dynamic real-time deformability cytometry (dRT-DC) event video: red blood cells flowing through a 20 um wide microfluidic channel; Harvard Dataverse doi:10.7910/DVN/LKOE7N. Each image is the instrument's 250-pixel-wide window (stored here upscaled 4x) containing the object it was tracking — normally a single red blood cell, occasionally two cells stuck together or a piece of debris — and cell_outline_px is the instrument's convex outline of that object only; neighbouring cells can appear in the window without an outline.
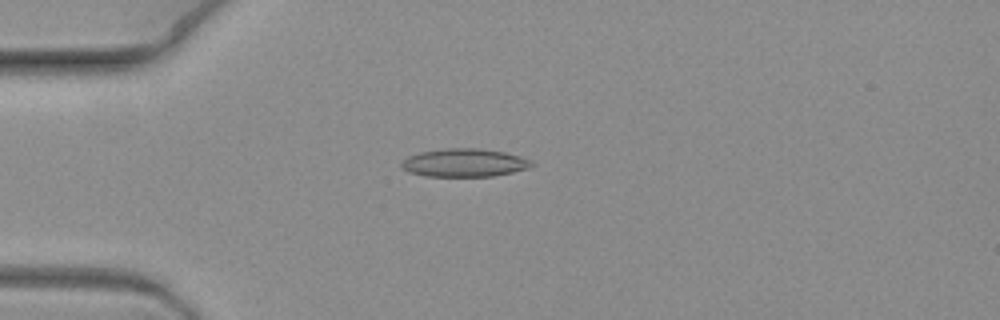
{"species": "common noctule bat (a hibernating species)", "species_latin": "Nyctalus noctula", "temperature_condition": "warm", "stored_images_in_passage": 6, "camera_frame_rate_fps": 3000, "um_per_image_px": 0.085, "animal": {"sex": "female", "body_mass_g": 19.3, "forearm_length_mm": 54.1}, "frame": {"image": 1, "passage_image": 5, "time_ms": 1.333, "image_size_px": [1000, 320], "cell_outline_px": [[536, 164], [528, 168], [512, 172], [492, 176], [424, 176], [408, 172], [400, 164], [408, 156], [420, 152], [444, 148], [480, 148], [504, 152], [520, 156], [532, 160]], "centroid_in_image_um": [39.49, 13.83], "position_along_channel_um": 45.5, "area_um2": 21.39}}